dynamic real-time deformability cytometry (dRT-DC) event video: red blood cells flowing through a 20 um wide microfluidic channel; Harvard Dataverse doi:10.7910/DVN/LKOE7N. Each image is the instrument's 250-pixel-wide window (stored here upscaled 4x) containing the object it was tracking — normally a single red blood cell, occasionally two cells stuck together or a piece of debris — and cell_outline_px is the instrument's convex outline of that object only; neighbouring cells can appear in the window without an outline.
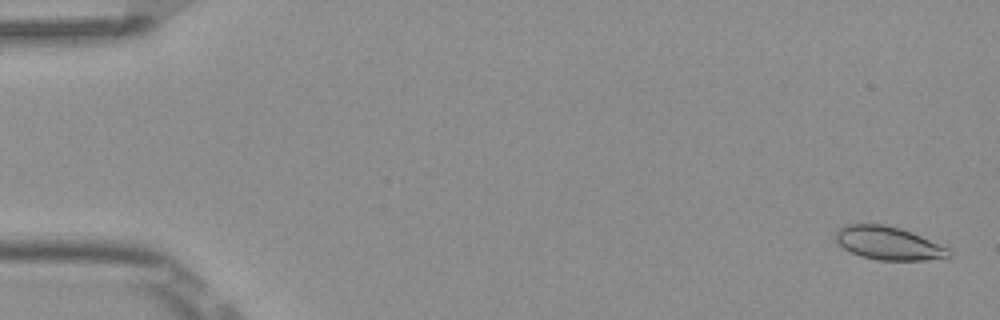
{"species": "Egyptian fruit bat (a non-hibernating species)", "species_latin": "Rousettus aegyptiacus", "temperature_condition": "room temperature", "stored_images_in_passage": 5, "camera_frame_rate_fps": 3000, "um_per_image_px": 0.085, "frame": {"image": 1, "passage_image": 1, "time_ms": 0.0, "image_size_px": [1000, 320], "cell_outline_px": [[952, 256], [948, 260], [880, 260], [860, 256], [844, 248], [836, 240], [836, 232], [840, 228], [848, 224], [880, 224], [900, 228], [912, 232], [948, 248], [952, 252]], "centroid_in_image_um": [75.6, 20.69], "position_along_channel_um": 9.4, "area_um2": 21.96}}
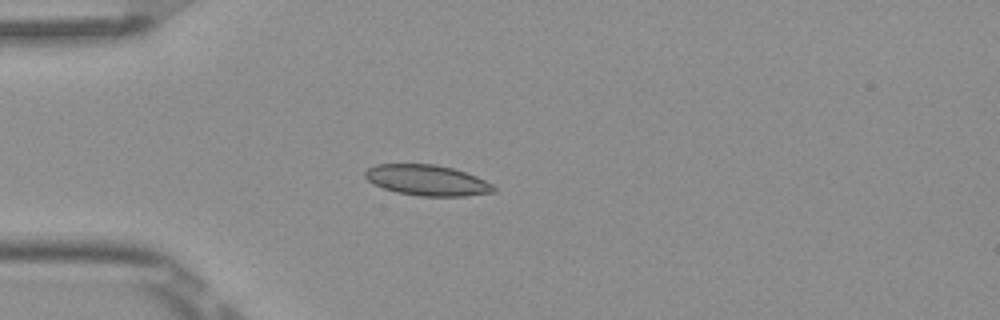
{"frame": {"image": 2, "passage_image": 5, "time_ms": 1.333, "image_size_px": [1000, 320], "cell_outline_px": [[496, 192], [464, 196], [420, 196], [396, 192], [384, 188], [368, 180], [364, 176], [364, 172], [368, 168], [376, 164], [436, 164], [452, 168], [476, 176], [492, 184], [496, 188]], "centroid_in_image_um": [36.31, 15.32], "position_along_channel_um": 48.7, "area_um2": 22.89}}